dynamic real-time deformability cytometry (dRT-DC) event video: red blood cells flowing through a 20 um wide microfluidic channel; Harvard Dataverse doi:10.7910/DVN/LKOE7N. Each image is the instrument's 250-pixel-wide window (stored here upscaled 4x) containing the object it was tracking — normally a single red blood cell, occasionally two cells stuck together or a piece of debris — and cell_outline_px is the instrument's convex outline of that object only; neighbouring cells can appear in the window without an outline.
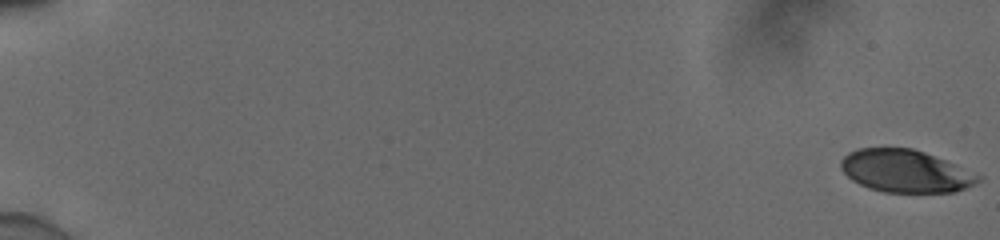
{"species": "human", "species_latin": "Homo sapiens", "temperature_condition": "cold", "stored_images_in_passage": 57, "segment_of_instrument_passage": [1, 2], "camera_frame_rate_fps": 3000, "um_per_image_px": 0.085, "donor": {"sex": "male"}, "frame": {"image": 1, "passage_image": 1, "time_ms": 0.0, "image_size_px": [1000, 240], "cell_outline_px": [[984, 176], [980, 180], [964, 188], [952, 192], [884, 192], [868, 188], [852, 180], [840, 168], [840, 160], [848, 152], [856, 148], [912, 148], [924, 152], [956, 164]], "centroid_in_image_um": [76.95, 14.53], "position_along_channel_um": 8.1, "area_um2": 34.04}}
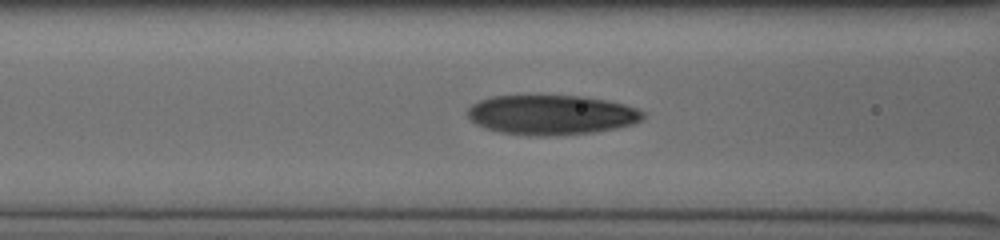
{"frame": {"image": 2, "passage_image": 26, "time_ms": 8.333, "image_size_px": [1000, 240], "cell_outline_px": [[644, 116], [640, 120], [632, 124], [616, 128], [592, 132], [540, 136], [500, 132], [476, 124], [468, 116], [468, 108], [472, 104], [480, 100], [492, 96], [584, 96], [624, 104], [636, 108], [644, 112]], "centroid_in_image_um": [46.87, 9.75], "position_along_channel_um": 119.7, "area_um2": 40.06}}
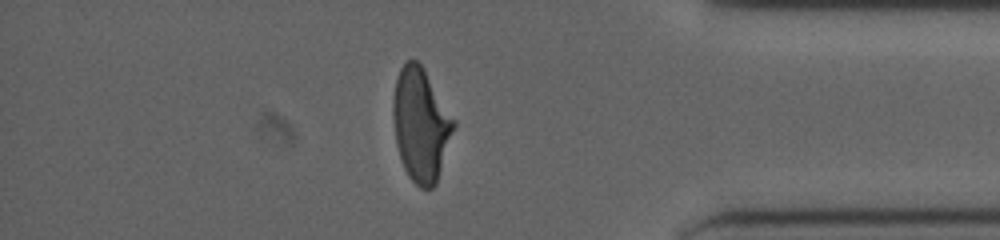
{"frame": {"image": 3, "passage_image": 49, "time_ms": 16.0, "image_size_px": [1000, 240], "cell_outline_px": [[456, 124], [436, 184], [432, 188], [420, 188], [408, 176], [404, 168], [396, 144], [392, 116], [392, 104], [396, 80], [400, 68], [408, 60], [416, 60], [420, 64], [456, 120]], "centroid_in_image_um": [35.76, 10.61], "position_along_channel_um": 399.4, "area_um2": 39.77}}